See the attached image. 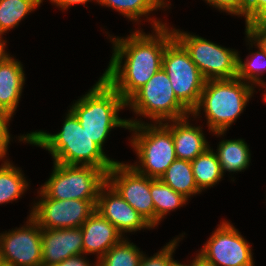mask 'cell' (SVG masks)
Masks as SVG:
<instances>
[{
  "label": "cell",
  "mask_w": 266,
  "mask_h": 266,
  "mask_svg": "<svg viewBox=\"0 0 266 266\" xmlns=\"http://www.w3.org/2000/svg\"><path fill=\"white\" fill-rule=\"evenodd\" d=\"M266 21V0H248L246 7V25Z\"/></svg>",
  "instance_id": "f546056e"
},
{
  "label": "cell",
  "mask_w": 266,
  "mask_h": 266,
  "mask_svg": "<svg viewBox=\"0 0 266 266\" xmlns=\"http://www.w3.org/2000/svg\"><path fill=\"white\" fill-rule=\"evenodd\" d=\"M162 68L170 79L177 99L192 113L200 101L206 79L175 38L166 46Z\"/></svg>",
  "instance_id": "ba28073f"
},
{
  "label": "cell",
  "mask_w": 266,
  "mask_h": 266,
  "mask_svg": "<svg viewBox=\"0 0 266 266\" xmlns=\"http://www.w3.org/2000/svg\"><path fill=\"white\" fill-rule=\"evenodd\" d=\"M153 26L156 35H146L138 30L128 39H112L114 53L102 77L125 101L162 68L166 46L174 39L173 32L165 24L154 21ZM123 58L126 61L121 69Z\"/></svg>",
  "instance_id": "6da1fadb"
},
{
  "label": "cell",
  "mask_w": 266,
  "mask_h": 266,
  "mask_svg": "<svg viewBox=\"0 0 266 266\" xmlns=\"http://www.w3.org/2000/svg\"><path fill=\"white\" fill-rule=\"evenodd\" d=\"M191 266H214L210 262L206 261L201 255H197Z\"/></svg>",
  "instance_id": "e575fe53"
},
{
  "label": "cell",
  "mask_w": 266,
  "mask_h": 266,
  "mask_svg": "<svg viewBox=\"0 0 266 266\" xmlns=\"http://www.w3.org/2000/svg\"><path fill=\"white\" fill-rule=\"evenodd\" d=\"M41 200L33 207L30 216L41 229L78 228L95 211L94 200L47 198L42 192Z\"/></svg>",
  "instance_id": "30bf717a"
},
{
  "label": "cell",
  "mask_w": 266,
  "mask_h": 266,
  "mask_svg": "<svg viewBox=\"0 0 266 266\" xmlns=\"http://www.w3.org/2000/svg\"><path fill=\"white\" fill-rule=\"evenodd\" d=\"M220 10H225L234 15H243L246 18V7L248 0H206Z\"/></svg>",
  "instance_id": "f1b7e54d"
},
{
  "label": "cell",
  "mask_w": 266,
  "mask_h": 266,
  "mask_svg": "<svg viewBox=\"0 0 266 266\" xmlns=\"http://www.w3.org/2000/svg\"><path fill=\"white\" fill-rule=\"evenodd\" d=\"M246 35L255 41L266 53V21H256L246 25Z\"/></svg>",
  "instance_id": "4dcf8cb0"
},
{
  "label": "cell",
  "mask_w": 266,
  "mask_h": 266,
  "mask_svg": "<svg viewBox=\"0 0 266 266\" xmlns=\"http://www.w3.org/2000/svg\"><path fill=\"white\" fill-rule=\"evenodd\" d=\"M150 194L155 208V225H157L169 211L180 207L188 200L163 183L160 179L150 178Z\"/></svg>",
  "instance_id": "44dd1931"
},
{
  "label": "cell",
  "mask_w": 266,
  "mask_h": 266,
  "mask_svg": "<svg viewBox=\"0 0 266 266\" xmlns=\"http://www.w3.org/2000/svg\"><path fill=\"white\" fill-rule=\"evenodd\" d=\"M0 266H14V265H12L10 263L3 262L0 260Z\"/></svg>",
  "instance_id": "8d00e7d4"
},
{
  "label": "cell",
  "mask_w": 266,
  "mask_h": 266,
  "mask_svg": "<svg viewBox=\"0 0 266 266\" xmlns=\"http://www.w3.org/2000/svg\"><path fill=\"white\" fill-rule=\"evenodd\" d=\"M42 266H54L84 253L81 227L41 229Z\"/></svg>",
  "instance_id": "9a60e30c"
},
{
  "label": "cell",
  "mask_w": 266,
  "mask_h": 266,
  "mask_svg": "<svg viewBox=\"0 0 266 266\" xmlns=\"http://www.w3.org/2000/svg\"><path fill=\"white\" fill-rule=\"evenodd\" d=\"M107 182L151 227H155V208L150 194V177L140 174L131 165L115 161L107 172Z\"/></svg>",
  "instance_id": "8fae6325"
},
{
  "label": "cell",
  "mask_w": 266,
  "mask_h": 266,
  "mask_svg": "<svg viewBox=\"0 0 266 266\" xmlns=\"http://www.w3.org/2000/svg\"><path fill=\"white\" fill-rule=\"evenodd\" d=\"M100 5H106L118 10L132 20H138L140 16L164 7V0H97Z\"/></svg>",
  "instance_id": "484cf974"
},
{
  "label": "cell",
  "mask_w": 266,
  "mask_h": 266,
  "mask_svg": "<svg viewBox=\"0 0 266 266\" xmlns=\"http://www.w3.org/2000/svg\"><path fill=\"white\" fill-rule=\"evenodd\" d=\"M199 255L214 266L254 265L249 243L229 222L216 229Z\"/></svg>",
  "instance_id": "7c38bea8"
},
{
  "label": "cell",
  "mask_w": 266,
  "mask_h": 266,
  "mask_svg": "<svg viewBox=\"0 0 266 266\" xmlns=\"http://www.w3.org/2000/svg\"><path fill=\"white\" fill-rule=\"evenodd\" d=\"M105 190H108L107 194ZM95 210L113 224L121 234L124 231L133 232L141 228H152L107 181L99 190Z\"/></svg>",
  "instance_id": "5bb4252c"
},
{
  "label": "cell",
  "mask_w": 266,
  "mask_h": 266,
  "mask_svg": "<svg viewBox=\"0 0 266 266\" xmlns=\"http://www.w3.org/2000/svg\"><path fill=\"white\" fill-rule=\"evenodd\" d=\"M259 51L254 54L252 61L243 63L240 58H238V73L237 78L244 80H250L253 83H257L261 86H265V82L260 80L259 74L266 70V53L258 45ZM261 51V52H260ZM264 83V84H263Z\"/></svg>",
  "instance_id": "4316f807"
},
{
  "label": "cell",
  "mask_w": 266,
  "mask_h": 266,
  "mask_svg": "<svg viewBox=\"0 0 266 266\" xmlns=\"http://www.w3.org/2000/svg\"><path fill=\"white\" fill-rule=\"evenodd\" d=\"M80 255L69 257L68 259L63 260L59 264L54 266H90L89 262L87 263L86 260L81 258Z\"/></svg>",
  "instance_id": "d6a6232c"
},
{
  "label": "cell",
  "mask_w": 266,
  "mask_h": 266,
  "mask_svg": "<svg viewBox=\"0 0 266 266\" xmlns=\"http://www.w3.org/2000/svg\"><path fill=\"white\" fill-rule=\"evenodd\" d=\"M128 105H131L137 114L148 116L159 123H162V120L181 119L191 114L177 99L163 68L126 101V106Z\"/></svg>",
  "instance_id": "52a82bcc"
},
{
  "label": "cell",
  "mask_w": 266,
  "mask_h": 266,
  "mask_svg": "<svg viewBox=\"0 0 266 266\" xmlns=\"http://www.w3.org/2000/svg\"><path fill=\"white\" fill-rule=\"evenodd\" d=\"M172 266H191V264L190 265H184V264H181V263H178L177 261H175V263Z\"/></svg>",
  "instance_id": "74e56055"
},
{
  "label": "cell",
  "mask_w": 266,
  "mask_h": 266,
  "mask_svg": "<svg viewBox=\"0 0 266 266\" xmlns=\"http://www.w3.org/2000/svg\"><path fill=\"white\" fill-rule=\"evenodd\" d=\"M142 255L133 243L121 240L98 260V264L100 266H139Z\"/></svg>",
  "instance_id": "d4e9b609"
},
{
  "label": "cell",
  "mask_w": 266,
  "mask_h": 266,
  "mask_svg": "<svg viewBox=\"0 0 266 266\" xmlns=\"http://www.w3.org/2000/svg\"><path fill=\"white\" fill-rule=\"evenodd\" d=\"M12 116L0 111V158H3L7 152L10 135L8 132V121Z\"/></svg>",
  "instance_id": "1f68e13d"
},
{
  "label": "cell",
  "mask_w": 266,
  "mask_h": 266,
  "mask_svg": "<svg viewBox=\"0 0 266 266\" xmlns=\"http://www.w3.org/2000/svg\"><path fill=\"white\" fill-rule=\"evenodd\" d=\"M40 3L41 0H0V36L17 26Z\"/></svg>",
  "instance_id": "603a6c76"
},
{
  "label": "cell",
  "mask_w": 266,
  "mask_h": 266,
  "mask_svg": "<svg viewBox=\"0 0 266 266\" xmlns=\"http://www.w3.org/2000/svg\"><path fill=\"white\" fill-rule=\"evenodd\" d=\"M125 106L126 101L101 77L93 88L72 106L71 111L91 140L102 149L112 128L129 127L128 120L120 119L117 114Z\"/></svg>",
  "instance_id": "3957f363"
},
{
  "label": "cell",
  "mask_w": 266,
  "mask_h": 266,
  "mask_svg": "<svg viewBox=\"0 0 266 266\" xmlns=\"http://www.w3.org/2000/svg\"><path fill=\"white\" fill-rule=\"evenodd\" d=\"M28 224L0 236L1 261L14 266H42L41 228L31 216Z\"/></svg>",
  "instance_id": "4fadbf2b"
},
{
  "label": "cell",
  "mask_w": 266,
  "mask_h": 266,
  "mask_svg": "<svg viewBox=\"0 0 266 266\" xmlns=\"http://www.w3.org/2000/svg\"><path fill=\"white\" fill-rule=\"evenodd\" d=\"M172 126L165 125L171 130L177 159L192 161L203 153L208 142L200 130V127H193L187 122V118L173 120Z\"/></svg>",
  "instance_id": "ac0fdd59"
},
{
  "label": "cell",
  "mask_w": 266,
  "mask_h": 266,
  "mask_svg": "<svg viewBox=\"0 0 266 266\" xmlns=\"http://www.w3.org/2000/svg\"><path fill=\"white\" fill-rule=\"evenodd\" d=\"M172 32L206 80L237 77L239 56L236 51L188 33L174 29Z\"/></svg>",
  "instance_id": "9c48e42d"
},
{
  "label": "cell",
  "mask_w": 266,
  "mask_h": 266,
  "mask_svg": "<svg viewBox=\"0 0 266 266\" xmlns=\"http://www.w3.org/2000/svg\"><path fill=\"white\" fill-rule=\"evenodd\" d=\"M20 140L38 145L50 151L54 163L65 165L93 166L106 174L115 161L106 157L101 149L82 128L78 118L69 110L62 130L57 134L32 132L21 136Z\"/></svg>",
  "instance_id": "7a4b0ae2"
},
{
  "label": "cell",
  "mask_w": 266,
  "mask_h": 266,
  "mask_svg": "<svg viewBox=\"0 0 266 266\" xmlns=\"http://www.w3.org/2000/svg\"><path fill=\"white\" fill-rule=\"evenodd\" d=\"M237 77L206 80L200 101L193 115L204 108L209 129L222 135L244 110L253 93V86Z\"/></svg>",
  "instance_id": "277c9868"
},
{
  "label": "cell",
  "mask_w": 266,
  "mask_h": 266,
  "mask_svg": "<svg viewBox=\"0 0 266 266\" xmlns=\"http://www.w3.org/2000/svg\"><path fill=\"white\" fill-rule=\"evenodd\" d=\"M4 46H5V41H3L2 38L0 37V58L5 53Z\"/></svg>",
  "instance_id": "d590c367"
},
{
  "label": "cell",
  "mask_w": 266,
  "mask_h": 266,
  "mask_svg": "<svg viewBox=\"0 0 266 266\" xmlns=\"http://www.w3.org/2000/svg\"><path fill=\"white\" fill-rule=\"evenodd\" d=\"M24 81L22 65L5 52L0 58V111L12 116L19 103Z\"/></svg>",
  "instance_id": "e0dca14e"
},
{
  "label": "cell",
  "mask_w": 266,
  "mask_h": 266,
  "mask_svg": "<svg viewBox=\"0 0 266 266\" xmlns=\"http://www.w3.org/2000/svg\"><path fill=\"white\" fill-rule=\"evenodd\" d=\"M191 165L197 187L201 191L215 185L223 176L218 157L209 148L192 160Z\"/></svg>",
  "instance_id": "7402d4cb"
},
{
  "label": "cell",
  "mask_w": 266,
  "mask_h": 266,
  "mask_svg": "<svg viewBox=\"0 0 266 266\" xmlns=\"http://www.w3.org/2000/svg\"><path fill=\"white\" fill-rule=\"evenodd\" d=\"M128 123V129L135 131L131 143L136 149L142 168L131 166L140 174L160 179L177 159L171 130L164 123H159L158 126H145L144 123L135 120H128Z\"/></svg>",
  "instance_id": "5b68a950"
},
{
  "label": "cell",
  "mask_w": 266,
  "mask_h": 266,
  "mask_svg": "<svg viewBox=\"0 0 266 266\" xmlns=\"http://www.w3.org/2000/svg\"><path fill=\"white\" fill-rule=\"evenodd\" d=\"M106 181L107 174L100 168L54 163L53 173L40 192L57 200H94L97 203L99 190Z\"/></svg>",
  "instance_id": "8992f818"
},
{
  "label": "cell",
  "mask_w": 266,
  "mask_h": 266,
  "mask_svg": "<svg viewBox=\"0 0 266 266\" xmlns=\"http://www.w3.org/2000/svg\"><path fill=\"white\" fill-rule=\"evenodd\" d=\"M43 1V0H41ZM52 2L56 3L57 6L60 8H68V6L74 5V4H84L88 2L89 0H51Z\"/></svg>",
  "instance_id": "836d02e7"
},
{
  "label": "cell",
  "mask_w": 266,
  "mask_h": 266,
  "mask_svg": "<svg viewBox=\"0 0 266 266\" xmlns=\"http://www.w3.org/2000/svg\"><path fill=\"white\" fill-rule=\"evenodd\" d=\"M218 161L221 173L241 171L247 168L250 161L249 148L243 140H223L218 147Z\"/></svg>",
  "instance_id": "ffe728a7"
},
{
  "label": "cell",
  "mask_w": 266,
  "mask_h": 266,
  "mask_svg": "<svg viewBox=\"0 0 266 266\" xmlns=\"http://www.w3.org/2000/svg\"><path fill=\"white\" fill-rule=\"evenodd\" d=\"M84 253L97 252L99 259L122 239L121 233L96 210L81 225Z\"/></svg>",
  "instance_id": "2e32d148"
},
{
  "label": "cell",
  "mask_w": 266,
  "mask_h": 266,
  "mask_svg": "<svg viewBox=\"0 0 266 266\" xmlns=\"http://www.w3.org/2000/svg\"><path fill=\"white\" fill-rule=\"evenodd\" d=\"M28 187L21 170L4 162L0 167V204L14 201Z\"/></svg>",
  "instance_id": "cb8c5ba5"
},
{
  "label": "cell",
  "mask_w": 266,
  "mask_h": 266,
  "mask_svg": "<svg viewBox=\"0 0 266 266\" xmlns=\"http://www.w3.org/2000/svg\"><path fill=\"white\" fill-rule=\"evenodd\" d=\"M177 240L174 239L169 242L165 248L150 258H145L142 255L139 266H172L175 263L172 258V253L175 250V246H177Z\"/></svg>",
  "instance_id": "83f0119b"
},
{
  "label": "cell",
  "mask_w": 266,
  "mask_h": 266,
  "mask_svg": "<svg viewBox=\"0 0 266 266\" xmlns=\"http://www.w3.org/2000/svg\"><path fill=\"white\" fill-rule=\"evenodd\" d=\"M160 180L185 198L201 192L197 187L191 162L187 160H174Z\"/></svg>",
  "instance_id": "d6986e66"
}]
</instances>
